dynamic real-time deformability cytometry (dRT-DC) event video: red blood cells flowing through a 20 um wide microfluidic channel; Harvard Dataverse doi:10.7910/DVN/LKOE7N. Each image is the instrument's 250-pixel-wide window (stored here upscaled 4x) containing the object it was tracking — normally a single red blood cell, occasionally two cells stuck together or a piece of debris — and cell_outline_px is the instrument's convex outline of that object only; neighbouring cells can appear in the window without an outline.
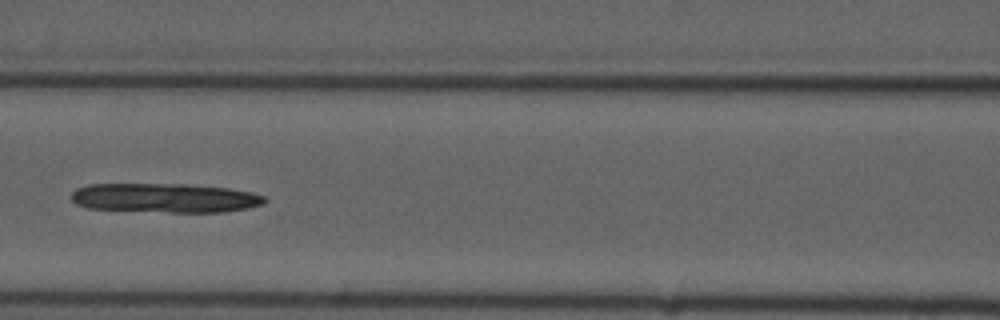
{"species": "common noctule bat (a hibernating species)", "species_latin": "Nyctalus noctula", "temperature_condition": "cold", "stored_images_in_passage": 7, "camera_frame_rate_fps": 3000, "um_per_image_px": 0.085, "animal": {"sex": "male", "forearm_length_mm": 52.5}, "frame": {"image": 1, "passage_image": 7, "time_ms": 7.333, "image_size_px": [1000, 320], "cell_outline_px": [[268, 200], [264, 204], [248, 208], [224, 212], [168, 212], [88, 208], [76, 204], [72, 200], [72, 192], [76, 188], [88, 184], [184, 184], [228, 188], [252, 192], [264, 196]], "centroid_in_image_um": [14.04, 16.82], "position_along_channel_um": 152.6, "area_um2": 33.06}}